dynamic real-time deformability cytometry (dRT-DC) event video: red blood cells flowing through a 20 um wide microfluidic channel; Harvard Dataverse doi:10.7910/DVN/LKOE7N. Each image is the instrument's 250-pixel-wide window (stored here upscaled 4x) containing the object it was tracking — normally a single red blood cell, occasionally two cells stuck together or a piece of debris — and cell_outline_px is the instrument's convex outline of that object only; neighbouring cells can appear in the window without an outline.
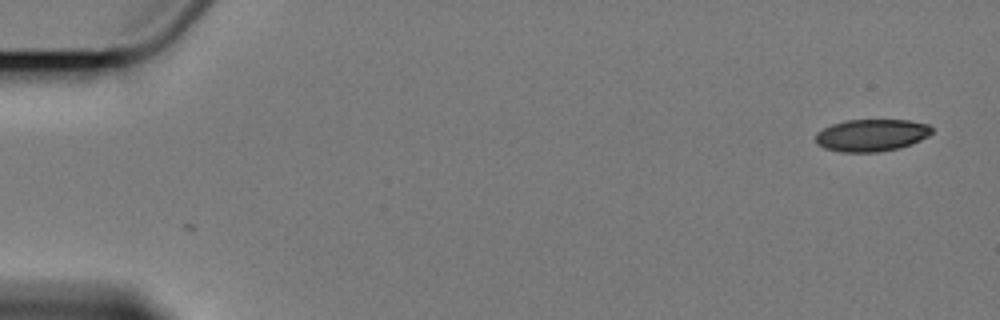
{"species": "Egyptian fruit bat (a non-hibernating species)", "species_latin": "Rousettus aegyptiacus", "temperature_condition": "cold", "stored_images_in_passage": 4, "camera_frame_rate_fps": 3000, "um_per_image_px": 0.085, "animal": {"sex": "female"}, "frame": {"image": 1, "passage_image": 1, "time_ms": 0.0, "image_size_px": [1000, 320], "cell_outline_px": [[932, 132], [928, 136], [912, 144], [900, 148], [876, 152], [840, 152], [824, 148], [816, 144], [816, 132], [832, 124], [844, 120], [908, 120], [928, 124], [932, 128]], "centroid_in_image_um": [74.07, 11.49], "position_along_channel_um": 10.9, "area_um2": 21.91}}